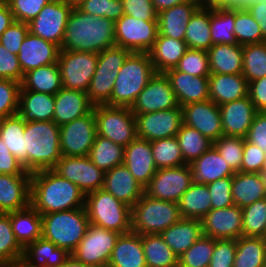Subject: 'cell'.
I'll return each instance as SVG.
<instances>
[{
  "instance_id": "cell-36",
  "label": "cell",
  "mask_w": 266,
  "mask_h": 267,
  "mask_svg": "<svg viewBox=\"0 0 266 267\" xmlns=\"http://www.w3.org/2000/svg\"><path fill=\"white\" fill-rule=\"evenodd\" d=\"M207 52L211 74H242L243 46L240 44H214Z\"/></svg>"
},
{
  "instance_id": "cell-31",
  "label": "cell",
  "mask_w": 266,
  "mask_h": 267,
  "mask_svg": "<svg viewBox=\"0 0 266 267\" xmlns=\"http://www.w3.org/2000/svg\"><path fill=\"white\" fill-rule=\"evenodd\" d=\"M107 267H147L142 235L129 232L117 239Z\"/></svg>"
},
{
  "instance_id": "cell-72",
  "label": "cell",
  "mask_w": 266,
  "mask_h": 267,
  "mask_svg": "<svg viewBox=\"0 0 266 267\" xmlns=\"http://www.w3.org/2000/svg\"><path fill=\"white\" fill-rule=\"evenodd\" d=\"M58 267H93L78 261L74 256L70 255L64 264Z\"/></svg>"
},
{
  "instance_id": "cell-20",
  "label": "cell",
  "mask_w": 266,
  "mask_h": 267,
  "mask_svg": "<svg viewBox=\"0 0 266 267\" xmlns=\"http://www.w3.org/2000/svg\"><path fill=\"white\" fill-rule=\"evenodd\" d=\"M242 208L230 207L211 209L202 219V233L213 239H234L242 236Z\"/></svg>"
},
{
  "instance_id": "cell-59",
  "label": "cell",
  "mask_w": 266,
  "mask_h": 267,
  "mask_svg": "<svg viewBox=\"0 0 266 267\" xmlns=\"http://www.w3.org/2000/svg\"><path fill=\"white\" fill-rule=\"evenodd\" d=\"M50 0H10L14 21L30 23Z\"/></svg>"
},
{
  "instance_id": "cell-52",
  "label": "cell",
  "mask_w": 266,
  "mask_h": 267,
  "mask_svg": "<svg viewBox=\"0 0 266 267\" xmlns=\"http://www.w3.org/2000/svg\"><path fill=\"white\" fill-rule=\"evenodd\" d=\"M242 236L266 238V198L242 208Z\"/></svg>"
},
{
  "instance_id": "cell-66",
  "label": "cell",
  "mask_w": 266,
  "mask_h": 267,
  "mask_svg": "<svg viewBox=\"0 0 266 267\" xmlns=\"http://www.w3.org/2000/svg\"><path fill=\"white\" fill-rule=\"evenodd\" d=\"M0 174L31 175L9 151L0 137Z\"/></svg>"
},
{
  "instance_id": "cell-55",
  "label": "cell",
  "mask_w": 266,
  "mask_h": 267,
  "mask_svg": "<svg viewBox=\"0 0 266 267\" xmlns=\"http://www.w3.org/2000/svg\"><path fill=\"white\" fill-rule=\"evenodd\" d=\"M175 69L195 77H209V55L205 50L188 48Z\"/></svg>"
},
{
  "instance_id": "cell-58",
  "label": "cell",
  "mask_w": 266,
  "mask_h": 267,
  "mask_svg": "<svg viewBox=\"0 0 266 267\" xmlns=\"http://www.w3.org/2000/svg\"><path fill=\"white\" fill-rule=\"evenodd\" d=\"M212 209L230 207L234 205L232 199V176L217 179L207 184Z\"/></svg>"
},
{
  "instance_id": "cell-67",
  "label": "cell",
  "mask_w": 266,
  "mask_h": 267,
  "mask_svg": "<svg viewBox=\"0 0 266 267\" xmlns=\"http://www.w3.org/2000/svg\"><path fill=\"white\" fill-rule=\"evenodd\" d=\"M248 96L257 112H266V77L249 82Z\"/></svg>"
},
{
  "instance_id": "cell-3",
  "label": "cell",
  "mask_w": 266,
  "mask_h": 267,
  "mask_svg": "<svg viewBox=\"0 0 266 267\" xmlns=\"http://www.w3.org/2000/svg\"><path fill=\"white\" fill-rule=\"evenodd\" d=\"M23 136L27 151V172L53 169L62 157L60 126L53 121L25 122Z\"/></svg>"
},
{
  "instance_id": "cell-25",
  "label": "cell",
  "mask_w": 266,
  "mask_h": 267,
  "mask_svg": "<svg viewBox=\"0 0 266 267\" xmlns=\"http://www.w3.org/2000/svg\"><path fill=\"white\" fill-rule=\"evenodd\" d=\"M31 175L0 174V213H10L30 205Z\"/></svg>"
},
{
  "instance_id": "cell-15",
  "label": "cell",
  "mask_w": 266,
  "mask_h": 267,
  "mask_svg": "<svg viewBox=\"0 0 266 267\" xmlns=\"http://www.w3.org/2000/svg\"><path fill=\"white\" fill-rule=\"evenodd\" d=\"M97 135L94 111L60 126L61 156H88Z\"/></svg>"
},
{
  "instance_id": "cell-40",
  "label": "cell",
  "mask_w": 266,
  "mask_h": 267,
  "mask_svg": "<svg viewBox=\"0 0 266 267\" xmlns=\"http://www.w3.org/2000/svg\"><path fill=\"white\" fill-rule=\"evenodd\" d=\"M188 48L208 51L213 45L210 31V6H200L186 26Z\"/></svg>"
},
{
  "instance_id": "cell-37",
  "label": "cell",
  "mask_w": 266,
  "mask_h": 267,
  "mask_svg": "<svg viewBox=\"0 0 266 267\" xmlns=\"http://www.w3.org/2000/svg\"><path fill=\"white\" fill-rule=\"evenodd\" d=\"M188 49L184 40H176L162 35H157L148 55L157 73L175 68Z\"/></svg>"
},
{
  "instance_id": "cell-57",
  "label": "cell",
  "mask_w": 266,
  "mask_h": 267,
  "mask_svg": "<svg viewBox=\"0 0 266 267\" xmlns=\"http://www.w3.org/2000/svg\"><path fill=\"white\" fill-rule=\"evenodd\" d=\"M79 8L90 15L105 17L114 22L124 15L122 0H86Z\"/></svg>"
},
{
  "instance_id": "cell-79",
  "label": "cell",
  "mask_w": 266,
  "mask_h": 267,
  "mask_svg": "<svg viewBox=\"0 0 266 267\" xmlns=\"http://www.w3.org/2000/svg\"><path fill=\"white\" fill-rule=\"evenodd\" d=\"M51 2H65V0H50Z\"/></svg>"
},
{
  "instance_id": "cell-65",
  "label": "cell",
  "mask_w": 266,
  "mask_h": 267,
  "mask_svg": "<svg viewBox=\"0 0 266 267\" xmlns=\"http://www.w3.org/2000/svg\"><path fill=\"white\" fill-rule=\"evenodd\" d=\"M245 139L266 153V112H257Z\"/></svg>"
},
{
  "instance_id": "cell-1",
  "label": "cell",
  "mask_w": 266,
  "mask_h": 267,
  "mask_svg": "<svg viewBox=\"0 0 266 267\" xmlns=\"http://www.w3.org/2000/svg\"><path fill=\"white\" fill-rule=\"evenodd\" d=\"M30 205L41 215L85 206V194L51 170L31 173Z\"/></svg>"
},
{
  "instance_id": "cell-71",
  "label": "cell",
  "mask_w": 266,
  "mask_h": 267,
  "mask_svg": "<svg viewBox=\"0 0 266 267\" xmlns=\"http://www.w3.org/2000/svg\"><path fill=\"white\" fill-rule=\"evenodd\" d=\"M152 3L157 13L173 7V0H152Z\"/></svg>"
},
{
  "instance_id": "cell-42",
  "label": "cell",
  "mask_w": 266,
  "mask_h": 267,
  "mask_svg": "<svg viewBox=\"0 0 266 267\" xmlns=\"http://www.w3.org/2000/svg\"><path fill=\"white\" fill-rule=\"evenodd\" d=\"M24 131L25 122L18 114L0 119V137L3 143L27 171Z\"/></svg>"
},
{
  "instance_id": "cell-51",
  "label": "cell",
  "mask_w": 266,
  "mask_h": 267,
  "mask_svg": "<svg viewBox=\"0 0 266 267\" xmlns=\"http://www.w3.org/2000/svg\"><path fill=\"white\" fill-rule=\"evenodd\" d=\"M23 253L11 227L10 213H0V267L22 259Z\"/></svg>"
},
{
  "instance_id": "cell-39",
  "label": "cell",
  "mask_w": 266,
  "mask_h": 267,
  "mask_svg": "<svg viewBox=\"0 0 266 267\" xmlns=\"http://www.w3.org/2000/svg\"><path fill=\"white\" fill-rule=\"evenodd\" d=\"M62 88L58 63L44 65L24 74L20 90L55 95Z\"/></svg>"
},
{
  "instance_id": "cell-54",
  "label": "cell",
  "mask_w": 266,
  "mask_h": 267,
  "mask_svg": "<svg viewBox=\"0 0 266 267\" xmlns=\"http://www.w3.org/2000/svg\"><path fill=\"white\" fill-rule=\"evenodd\" d=\"M213 147L224 158L234 172L240 171L244 150L243 137L223 135L213 142Z\"/></svg>"
},
{
  "instance_id": "cell-17",
  "label": "cell",
  "mask_w": 266,
  "mask_h": 267,
  "mask_svg": "<svg viewBox=\"0 0 266 267\" xmlns=\"http://www.w3.org/2000/svg\"><path fill=\"white\" fill-rule=\"evenodd\" d=\"M71 12L72 8L67 3L50 1L28 23L29 32L61 48L66 24Z\"/></svg>"
},
{
  "instance_id": "cell-60",
  "label": "cell",
  "mask_w": 266,
  "mask_h": 267,
  "mask_svg": "<svg viewBox=\"0 0 266 267\" xmlns=\"http://www.w3.org/2000/svg\"><path fill=\"white\" fill-rule=\"evenodd\" d=\"M235 253L236 240L216 239L208 267H233Z\"/></svg>"
},
{
  "instance_id": "cell-35",
  "label": "cell",
  "mask_w": 266,
  "mask_h": 267,
  "mask_svg": "<svg viewBox=\"0 0 266 267\" xmlns=\"http://www.w3.org/2000/svg\"><path fill=\"white\" fill-rule=\"evenodd\" d=\"M70 255L65 248L41 237L24 248L22 259L31 267H58Z\"/></svg>"
},
{
  "instance_id": "cell-13",
  "label": "cell",
  "mask_w": 266,
  "mask_h": 267,
  "mask_svg": "<svg viewBox=\"0 0 266 267\" xmlns=\"http://www.w3.org/2000/svg\"><path fill=\"white\" fill-rule=\"evenodd\" d=\"M193 183L190 164L157 169L144 193L155 199L178 203L184 192Z\"/></svg>"
},
{
  "instance_id": "cell-80",
  "label": "cell",
  "mask_w": 266,
  "mask_h": 267,
  "mask_svg": "<svg viewBox=\"0 0 266 267\" xmlns=\"http://www.w3.org/2000/svg\"><path fill=\"white\" fill-rule=\"evenodd\" d=\"M253 1H258V0H247V3L248 2H253ZM263 1H266V0H263Z\"/></svg>"
},
{
  "instance_id": "cell-21",
  "label": "cell",
  "mask_w": 266,
  "mask_h": 267,
  "mask_svg": "<svg viewBox=\"0 0 266 267\" xmlns=\"http://www.w3.org/2000/svg\"><path fill=\"white\" fill-rule=\"evenodd\" d=\"M60 50L58 45L29 32L17 55L23 74L44 65L57 63Z\"/></svg>"
},
{
  "instance_id": "cell-77",
  "label": "cell",
  "mask_w": 266,
  "mask_h": 267,
  "mask_svg": "<svg viewBox=\"0 0 266 267\" xmlns=\"http://www.w3.org/2000/svg\"><path fill=\"white\" fill-rule=\"evenodd\" d=\"M261 174H262V177H263V179H264L265 190H266V164H265V166H264V168H263Z\"/></svg>"
},
{
  "instance_id": "cell-74",
  "label": "cell",
  "mask_w": 266,
  "mask_h": 267,
  "mask_svg": "<svg viewBox=\"0 0 266 267\" xmlns=\"http://www.w3.org/2000/svg\"><path fill=\"white\" fill-rule=\"evenodd\" d=\"M86 0H65L72 9L79 8Z\"/></svg>"
},
{
  "instance_id": "cell-76",
  "label": "cell",
  "mask_w": 266,
  "mask_h": 267,
  "mask_svg": "<svg viewBox=\"0 0 266 267\" xmlns=\"http://www.w3.org/2000/svg\"><path fill=\"white\" fill-rule=\"evenodd\" d=\"M192 2V0H173V6L180 4V3H187Z\"/></svg>"
},
{
  "instance_id": "cell-64",
  "label": "cell",
  "mask_w": 266,
  "mask_h": 267,
  "mask_svg": "<svg viewBox=\"0 0 266 267\" xmlns=\"http://www.w3.org/2000/svg\"><path fill=\"white\" fill-rule=\"evenodd\" d=\"M124 14L144 21H157L152 0H122Z\"/></svg>"
},
{
  "instance_id": "cell-61",
  "label": "cell",
  "mask_w": 266,
  "mask_h": 267,
  "mask_svg": "<svg viewBox=\"0 0 266 267\" xmlns=\"http://www.w3.org/2000/svg\"><path fill=\"white\" fill-rule=\"evenodd\" d=\"M28 33L29 25L27 23L13 21L0 36V44L12 54L18 55L20 46Z\"/></svg>"
},
{
  "instance_id": "cell-34",
  "label": "cell",
  "mask_w": 266,
  "mask_h": 267,
  "mask_svg": "<svg viewBox=\"0 0 266 267\" xmlns=\"http://www.w3.org/2000/svg\"><path fill=\"white\" fill-rule=\"evenodd\" d=\"M232 199L234 205L244 208L257 200L266 198L265 183L261 173L235 172L232 176Z\"/></svg>"
},
{
  "instance_id": "cell-14",
  "label": "cell",
  "mask_w": 266,
  "mask_h": 267,
  "mask_svg": "<svg viewBox=\"0 0 266 267\" xmlns=\"http://www.w3.org/2000/svg\"><path fill=\"white\" fill-rule=\"evenodd\" d=\"M52 170L75 183L85 195L101 189L104 184L105 172L88 156H62Z\"/></svg>"
},
{
  "instance_id": "cell-68",
  "label": "cell",
  "mask_w": 266,
  "mask_h": 267,
  "mask_svg": "<svg viewBox=\"0 0 266 267\" xmlns=\"http://www.w3.org/2000/svg\"><path fill=\"white\" fill-rule=\"evenodd\" d=\"M245 8L258 22L263 38L266 41V1L258 0V1L248 2Z\"/></svg>"
},
{
  "instance_id": "cell-69",
  "label": "cell",
  "mask_w": 266,
  "mask_h": 267,
  "mask_svg": "<svg viewBox=\"0 0 266 267\" xmlns=\"http://www.w3.org/2000/svg\"><path fill=\"white\" fill-rule=\"evenodd\" d=\"M14 21L8 4H0V36Z\"/></svg>"
},
{
  "instance_id": "cell-50",
  "label": "cell",
  "mask_w": 266,
  "mask_h": 267,
  "mask_svg": "<svg viewBox=\"0 0 266 267\" xmlns=\"http://www.w3.org/2000/svg\"><path fill=\"white\" fill-rule=\"evenodd\" d=\"M247 82L266 77V41L243 46V72Z\"/></svg>"
},
{
  "instance_id": "cell-45",
  "label": "cell",
  "mask_w": 266,
  "mask_h": 267,
  "mask_svg": "<svg viewBox=\"0 0 266 267\" xmlns=\"http://www.w3.org/2000/svg\"><path fill=\"white\" fill-rule=\"evenodd\" d=\"M124 149L125 147L108 138L96 135L88 157L99 169L106 172L123 164Z\"/></svg>"
},
{
  "instance_id": "cell-7",
  "label": "cell",
  "mask_w": 266,
  "mask_h": 267,
  "mask_svg": "<svg viewBox=\"0 0 266 267\" xmlns=\"http://www.w3.org/2000/svg\"><path fill=\"white\" fill-rule=\"evenodd\" d=\"M178 203L163 201L145 193L131 207L132 232L160 234L181 219Z\"/></svg>"
},
{
  "instance_id": "cell-75",
  "label": "cell",
  "mask_w": 266,
  "mask_h": 267,
  "mask_svg": "<svg viewBox=\"0 0 266 267\" xmlns=\"http://www.w3.org/2000/svg\"><path fill=\"white\" fill-rule=\"evenodd\" d=\"M192 3H197L200 6H211V0H192Z\"/></svg>"
},
{
  "instance_id": "cell-56",
  "label": "cell",
  "mask_w": 266,
  "mask_h": 267,
  "mask_svg": "<svg viewBox=\"0 0 266 267\" xmlns=\"http://www.w3.org/2000/svg\"><path fill=\"white\" fill-rule=\"evenodd\" d=\"M21 83L0 79V119L18 114Z\"/></svg>"
},
{
  "instance_id": "cell-27",
  "label": "cell",
  "mask_w": 266,
  "mask_h": 267,
  "mask_svg": "<svg viewBox=\"0 0 266 267\" xmlns=\"http://www.w3.org/2000/svg\"><path fill=\"white\" fill-rule=\"evenodd\" d=\"M102 188L130 207L144 193V188L135 180L124 164L115 166L113 169L105 172Z\"/></svg>"
},
{
  "instance_id": "cell-32",
  "label": "cell",
  "mask_w": 266,
  "mask_h": 267,
  "mask_svg": "<svg viewBox=\"0 0 266 267\" xmlns=\"http://www.w3.org/2000/svg\"><path fill=\"white\" fill-rule=\"evenodd\" d=\"M54 95L20 90L18 115L24 122L53 121Z\"/></svg>"
},
{
  "instance_id": "cell-41",
  "label": "cell",
  "mask_w": 266,
  "mask_h": 267,
  "mask_svg": "<svg viewBox=\"0 0 266 267\" xmlns=\"http://www.w3.org/2000/svg\"><path fill=\"white\" fill-rule=\"evenodd\" d=\"M182 218L201 220L211 209V198L206 184L193 182L178 202Z\"/></svg>"
},
{
  "instance_id": "cell-11",
  "label": "cell",
  "mask_w": 266,
  "mask_h": 267,
  "mask_svg": "<svg viewBox=\"0 0 266 267\" xmlns=\"http://www.w3.org/2000/svg\"><path fill=\"white\" fill-rule=\"evenodd\" d=\"M121 233L90 224L77 248L71 253L81 263L107 267Z\"/></svg>"
},
{
  "instance_id": "cell-26",
  "label": "cell",
  "mask_w": 266,
  "mask_h": 267,
  "mask_svg": "<svg viewBox=\"0 0 266 267\" xmlns=\"http://www.w3.org/2000/svg\"><path fill=\"white\" fill-rule=\"evenodd\" d=\"M53 122L61 126L89 114L94 105L87 92L61 88L55 95Z\"/></svg>"
},
{
  "instance_id": "cell-70",
  "label": "cell",
  "mask_w": 266,
  "mask_h": 267,
  "mask_svg": "<svg viewBox=\"0 0 266 267\" xmlns=\"http://www.w3.org/2000/svg\"><path fill=\"white\" fill-rule=\"evenodd\" d=\"M247 0H212V7L239 8L245 7Z\"/></svg>"
},
{
  "instance_id": "cell-23",
  "label": "cell",
  "mask_w": 266,
  "mask_h": 267,
  "mask_svg": "<svg viewBox=\"0 0 266 267\" xmlns=\"http://www.w3.org/2000/svg\"><path fill=\"white\" fill-rule=\"evenodd\" d=\"M123 164L135 180L145 188L157 171L152 155L151 142L136 137L124 149Z\"/></svg>"
},
{
  "instance_id": "cell-48",
  "label": "cell",
  "mask_w": 266,
  "mask_h": 267,
  "mask_svg": "<svg viewBox=\"0 0 266 267\" xmlns=\"http://www.w3.org/2000/svg\"><path fill=\"white\" fill-rule=\"evenodd\" d=\"M234 35L241 46L265 42L258 22L245 7L235 8Z\"/></svg>"
},
{
  "instance_id": "cell-78",
  "label": "cell",
  "mask_w": 266,
  "mask_h": 267,
  "mask_svg": "<svg viewBox=\"0 0 266 267\" xmlns=\"http://www.w3.org/2000/svg\"><path fill=\"white\" fill-rule=\"evenodd\" d=\"M10 0H0V4H8Z\"/></svg>"
},
{
  "instance_id": "cell-22",
  "label": "cell",
  "mask_w": 266,
  "mask_h": 267,
  "mask_svg": "<svg viewBox=\"0 0 266 267\" xmlns=\"http://www.w3.org/2000/svg\"><path fill=\"white\" fill-rule=\"evenodd\" d=\"M223 135L245 138L257 114L249 96L219 106Z\"/></svg>"
},
{
  "instance_id": "cell-28",
  "label": "cell",
  "mask_w": 266,
  "mask_h": 267,
  "mask_svg": "<svg viewBox=\"0 0 266 267\" xmlns=\"http://www.w3.org/2000/svg\"><path fill=\"white\" fill-rule=\"evenodd\" d=\"M209 100L218 106L248 96L249 83L242 74H210Z\"/></svg>"
},
{
  "instance_id": "cell-44",
  "label": "cell",
  "mask_w": 266,
  "mask_h": 267,
  "mask_svg": "<svg viewBox=\"0 0 266 267\" xmlns=\"http://www.w3.org/2000/svg\"><path fill=\"white\" fill-rule=\"evenodd\" d=\"M142 246L147 267H178L179 257L160 234L142 235Z\"/></svg>"
},
{
  "instance_id": "cell-18",
  "label": "cell",
  "mask_w": 266,
  "mask_h": 267,
  "mask_svg": "<svg viewBox=\"0 0 266 267\" xmlns=\"http://www.w3.org/2000/svg\"><path fill=\"white\" fill-rule=\"evenodd\" d=\"M177 106L178 102L168 78L164 73H156L139 93L131 110L133 114H145L169 110Z\"/></svg>"
},
{
  "instance_id": "cell-8",
  "label": "cell",
  "mask_w": 266,
  "mask_h": 267,
  "mask_svg": "<svg viewBox=\"0 0 266 267\" xmlns=\"http://www.w3.org/2000/svg\"><path fill=\"white\" fill-rule=\"evenodd\" d=\"M131 52L120 46H112L98 53V62L91 79L87 96L95 105H107L118 72Z\"/></svg>"
},
{
  "instance_id": "cell-49",
  "label": "cell",
  "mask_w": 266,
  "mask_h": 267,
  "mask_svg": "<svg viewBox=\"0 0 266 267\" xmlns=\"http://www.w3.org/2000/svg\"><path fill=\"white\" fill-rule=\"evenodd\" d=\"M151 149L157 169L186 164L176 136L151 141Z\"/></svg>"
},
{
  "instance_id": "cell-9",
  "label": "cell",
  "mask_w": 266,
  "mask_h": 267,
  "mask_svg": "<svg viewBox=\"0 0 266 267\" xmlns=\"http://www.w3.org/2000/svg\"><path fill=\"white\" fill-rule=\"evenodd\" d=\"M97 135L115 144L128 146L136 137V118L130 107L95 105Z\"/></svg>"
},
{
  "instance_id": "cell-24",
  "label": "cell",
  "mask_w": 266,
  "mask_h": 267,
  "mask_svg": "<svg viewBox=\"0 0 266 267\" xmlns=\"http://www.w3.org/2000/svg\"><path fill=\"white\" fill-rule=\"evenodd\" d=\"M164 74L170 82L180 107L209 100L208 77H195L175 68L165 71Z\"/></svg>"
},
{
  "instance_id": "cell-29",
  "label": "cell",
  "mask_w": 266,
  "mask_h": 267,
  "mask_svg": "<svg viewBox=\"0 0 266 267\" xmlns=\"http://www.w3.org/2000/svg\"><path fill=\"white\" fill-rule=\"evenodd\" d=\"M200 7L197 3H180L158 13V34L176 40H184L186 26L195 11Z\"/></svg>"
},
{
  "instance_id": "cell-2",
  "label": "cell",
  "mask_w": 266,
  "mask_h": 267,
  "mask_svg": "<svg viewBox=\"0 0 266 267\" xmlns=\"http://www.w3.org/2000/svg\"><path fill=\"white\" fill-rule=\"evenodd\" d=\"M114 24L111 19L74 8L66 24L61 50L99 53L115 46Z\"/></svg>"
},
{
  "instance_id": "cell-38",
  "label": "cell",
  "mask_w": 266,
  "mask_h": 267,
  "mask_svg": "<svg viewBox=\"0 0 266 267\" xmlns=\"http://www.w3.org/2000/svg\"><path fill=\"white\" fill-rule=\"evenodd\" d=\"M10 221L15 238L23 248L42 237V216L31 205L10 212Z\"/></svg>"
},
{
  "instance_id": "cell-12",
  "label": "cell",
  "mask_w": 266,
  "mask_h": 267,
  "mask_svg": "<svg viewBox=\"0 0 266 267\" xmlns=\"http://www.w3.org/2000/svg\"><path fill=\"white\" fill-rule=\"evenodd\" d=\"M115 45L130 52L148 53L158 35V21H144L123 15L115 21Z\"/></svg>"
},
{
  "instance_id": "cell-10",
  "label": "cell",
  "mask_w": 266,
  "mask_h": 267,
  "mask_svg": "<svg viewBox=\"0 0 266 267\" xmlns=\"http://www.w3.org/2000/svg\"><path fill=\"white\" fill-rule=\"evenodd\" d=\"M98 62V53L60 50L58 66L62 88L87 92Z\"/></svg>"
},
{
  "instance_id": "cell-53",
  "label": "cell",
  "mask_w": 266,
  "mask_h": 267,
  "mask_svg": "<svg viewBox=\"0 0 266 267\" xmlns=\"http://www.w3.org/2000/svg\"><path fill=\"white\" fill-rule=\"evenodd\" d=\"M216 239L202 235L178 258V267H208Z\"/></svg>"
},
{
  "instance_id": "cell-33",
  "label": "cell",
  "mask_w": 266,
  "mask_h": 267,
  "mask_svg": "<svg viewBox=\"0 0 266 267\" xmlns=\"http://www.w3.org/2000/svg\"><path fill=\"white\" fill-rule=\"evenodd\" d=\"M193 182L208 184L217 179L233 176L235 172L212 146L191 164Z\"/></svg>"
},
{
  "instance_id": "cell-46",
  "label": "cell",
  "mask_w": 266,
  "mask_h": 267,
  "mask_svg": "<svg viewBox=\"0 0 266 267\" xmlns=\"http://www.w3.org/2000/svg\"><path fill=\"white\" fill-rule=\"evenodd\" d=\"M235 8L210 6V31L214 44H237L234 35Z\"/></svg>"
},
{
  "instance_id": "cell-6",
  "label": "cell",
  "mask_w": 266,
  "mask_h": 267,
  "mask_svg": "<svg viewBox=\"0 0 266 267\" xmlns=\"http://www.w3.org/2000/svg\"><path fill=\"white\" fill-rule=\"evenodd\" d=\"M90 224L126 234L132 231L131 207L103 188L85 195Z\"/></svg>"
},
{
  "instance_id": "cell-16",
  "label": "cell",
  "mask_w": 266,
  "mask_h": 267,
  "mask_svg": "<svg viewBox=\"0 0 266 267\" xmlns=\"http://www.w3.org/2000/svg\"><path fill=\"white\" fill-rule=\"evenodd\" d=\"M134 115L137 137L149 142L174 137L183 125L182 109L179 105L169 110Z\"/></svg>"
},
{
  "instance_id": "cell-63",
  "label": "cell",
  "mask_w": 266,
  "mask_h": 267,
  "mask_svg": "<svg viewBox=\"0 0 266 267\" xmlns=\"http://www.w3.org/2000/svg\"><path fill=\"white\" fill-rule=\"evenodd\" d=\"M23 77L18 56L0 44V79L15 80L21 83Z\"/></svg>"
},
{
  "instance_id": "cell-73",
  "label": "cell",
  "mask_w": 266,
  "mask_h": 267,
  "mask_svg": "<svg viewBox=\"0 0 266 267\" xmlns=\"http://www.w3.org/2000/svg\"><path fill=\"white\" fill-rule=\"evenodd\" d=\"M4 267H31L23 259L12 261L6 264Z\"/></svg>"
},
{
  "instance_id": "cell-43",
  "label": "cell",
  "mask_w": 266,
  "mask_h": 267,
  "mask_svg": "<svg viewBox=\"0 0 266 267\" xmlns=\"http://www.w3.org/2000/svg\"><path fill=\"white\" fill-rule=\"evenodd\" d=\"M266 263V238L241 236L236 240L233 267H264Z\"/></svg>"
},
{
  "instance_id": "cell-4",
  "label": "cell",
  "mask_w": 266,
  "mask_h": 267,
  "mask_svg": "<svg viewBox=\"0 0 266 267\" xmlns=\"http://www.w3.org/2000/svg\"><path fill=\"white\" fill-rule=\"evenodd\" d=\"M156 73L148 53L131 52L118 72L107 105L131 108Z\"/></svg>"
},
{
  "instance_id": "cell-19",
  "label": "cell",
  "mask_w": 266,
  "mask_h": 267,
  "mask_svg": "<svg viewBox=\"0 0 266 267\" xmlns=\"http://www.w3.org/2000/svg\"><path fill=\"white\" fill-rule=\"evenodd\" d=\"M181 109L186 126L196 129L213 142L223 136L220 109L212 100L184 105Z\"/></svg>"
},
{
  "instance_id": "cell-62",
  "label": "cell",
  "mask_w": 266,
  "mask_h": 267,
  "mask_svg": "<svg viewBox=\"0 0 266 267\" xmlns=\"http://www.w3.org/2000/svg\"><path fill=\"white\" fill-rule=\"evenodd\" d=\"M266 164V153L244 138V150L240 172L261 173Z\"/></svg>"
},
{
  "instance_id": "cell-5",
  "label": "cell",
  "mask_w": 266,
  "mask_h": 267,
  "mask_svg": "<svg viewBox=\"0 0 266 267\" xmlns=\"http://www.w3.org/2000/svg\"><path fill=\"white\" fill-rule=\"evenodd\" d=\"M41 216L42 238L65 248L70 254L77 248L90 225L85 207Z\"/></svg>"
},
{
  "instance_id": "cell-30",
  "label": "cell",
  "mask_w": 266,
  "mask_h": 267,
  "mask_svg": "<svg viewBox=\"0 0 266 267\" xmlns=\"http://www.w3.org/2000/svg\"><path fill=\"white\" fill-rule=\"evenodd\" d=\"M160 235L177 257H180L203 235L202 223L199 219L181 218Z\"/></svg>"
},
{
  "instance_id": "cell-47",
  "label": "cell",
  "mask_w": 266,
  "mask_h": 267,
  "mask_svg": "<svg viewBox=\"0 0 266 267\" xmlns=\"http://www.w3.org/2000/svg\"><path fill=\"white\" fill-rule=\"evenodd\" d=\"M176 138L186 164H191L213 146V141L208 137L185 124L177 132Z\"/></svg>"
}]
</instances>
